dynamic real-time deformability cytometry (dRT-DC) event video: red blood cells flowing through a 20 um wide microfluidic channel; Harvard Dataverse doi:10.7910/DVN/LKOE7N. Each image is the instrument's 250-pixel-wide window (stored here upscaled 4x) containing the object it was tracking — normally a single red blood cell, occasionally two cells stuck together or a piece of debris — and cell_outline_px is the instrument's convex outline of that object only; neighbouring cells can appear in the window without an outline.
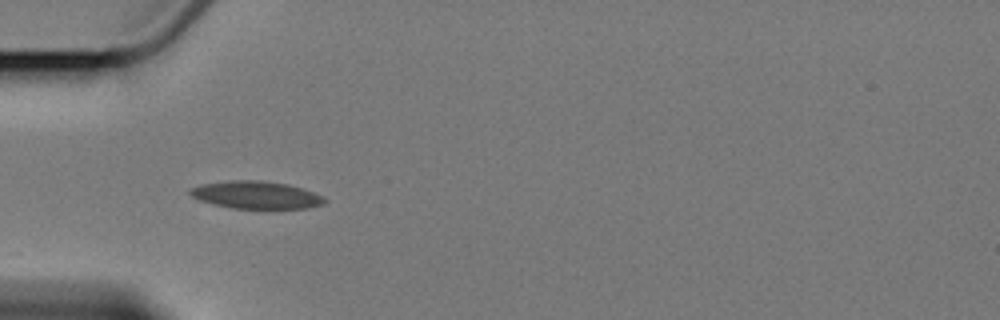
{"species": "Egyptian fruit bat (a non-hibernating species)", "species_latin": "Rousettus aegyptiacus", "temperature_condition": "cold", "stored_images_in_passage": 2, "camera_frame_rate_fps": 3000, "um_per_image_px": 0.085, "animal": {"sex": "female"}, "frame": {"image": 1, "passage_image": 1, "time_ms": 0.0, "image_size_px": [1000, 320], "cell_outline_px": [[328, 200], [324, 204], [308, 208], [232, 208], [212, 204], [200, 200], [192, 196], [188, 192], [192, 188], [204, 184], [228, 180], [260, 180], [288, 184], [324, 196]], "centroid_in_image_um": [21.79, 16.57], "position_along_channel_um": 63.2, "area_um2": 21.44}}
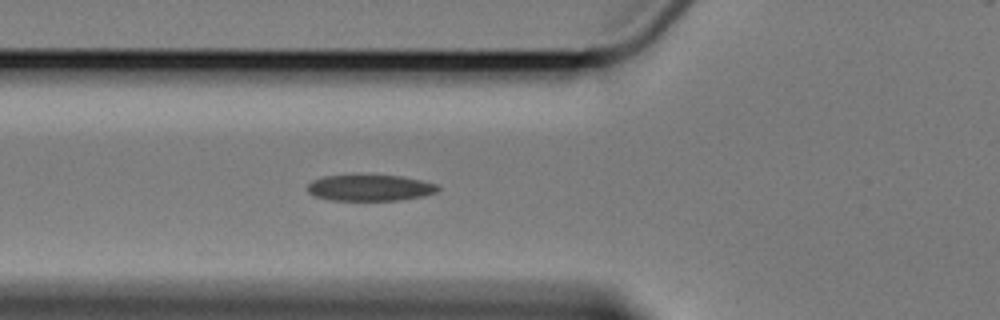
{"frame": {"image": 2, "passage_image": 2, "time_ms": 1.0, "image_size_px": [1000, 320], "cell_outline_px": [[440, 188], [436, 192], [424, 196], [400, 200], [332, 200], [316, 196], [308, 192], [308, 184], [312, 180], [324, 176], [400, 176], [440, 184]], "centroid_in_image_um": [31.49, 15.97], "position_along_channel_um": 94.3, "area_um2": 19.65}}